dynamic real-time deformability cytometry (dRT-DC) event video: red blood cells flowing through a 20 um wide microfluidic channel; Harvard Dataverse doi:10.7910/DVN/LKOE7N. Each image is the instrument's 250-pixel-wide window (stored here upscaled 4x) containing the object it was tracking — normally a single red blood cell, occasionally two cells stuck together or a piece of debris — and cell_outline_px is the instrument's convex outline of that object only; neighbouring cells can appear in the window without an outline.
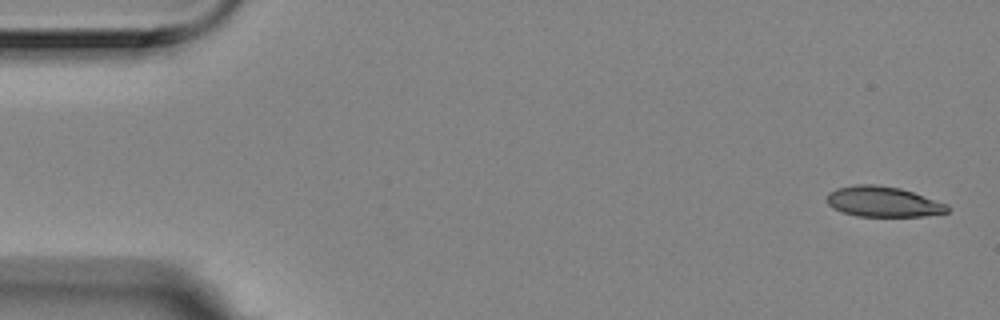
{"species": "Egyptian fruit bat (a non-hibernating species)", "species_latin": "Rousettus aegyptiacus", "temperature_condition": "room temperature", "stored_images_in_passage": 5, "camera_frame_rate_fps": 3000, "um_per_image_px": 0.085, "animal": {"sex": "female"}, "frame": {"image": 1, "passage_image": 1, "time_ms": 0.0, "image_size_px": [1000, 320], "cell_outline_px": [[948, 212], [924, 216], [856, 216], [832, 208], [828, 204], [828, 192], [836, 188], [856, 184], [876, 184], [900, 188], [948, 204]], "centroid_in_image_um": [75.05, 17.14], "position_along_channel_um": 10.0, "area_um2": 21.27}}
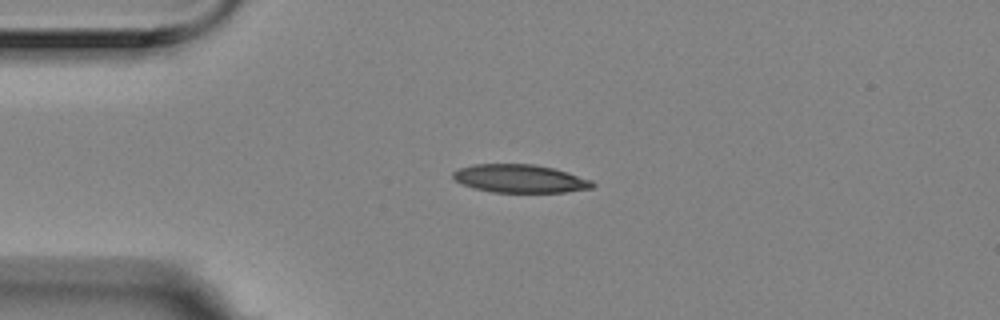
{"frame": {"image": 2, "passage_image": 4, "time_ms": 1.0, "image_size_px": [1000, 320], "cell_outline_px": [[596, 184], [592, 188], [564, 192], [492, 192], [472, 188], [456, 180], [452, 176], [452, 172], [460, 168], [472, 164], [532, 164], [552, 168], [592, 180]], "centroid_in_image_um": [44.18, 15.18], "position_along_channel_um": 40.8, "area_um2": 22.72}}